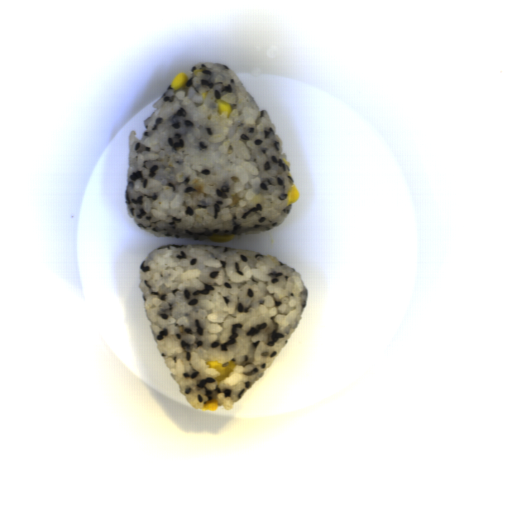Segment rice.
<instances>
[{
  "label": "rice",
  "instance_id": "2",
  "mask_svg": "<svg viewBox=\"0 0 512 512\" xmlns=\"http://www.w3.org/2000/svg\"><path fill=\"white\" fill-rule=\"evenodd\" d=\"M139 287L169 376L195 409L218 399L232 409L279 357L307 305L291 266L266 254L213 245L149 251ZM216 360L236 368L217 383Z\"/></svg>",
  "mask_w": 512,
  "mask_h": 512
},
{
  "label": "rice",
  "instance_id": "1",
  "mask_svg": "<svg viewBox=\"0 0 512 512\" xmlns=\"http://www.w3.org/2000/svg\"><path fill=\"white\" fill-rule=\"evenodd\" d=\"M186 75L182 89L171 84L153 103L141 139L129 131L125 199L133 221L156 237L206 241L279 226L293 208L294 184L269 113L221 62H197ZM220 99L231 117L217 112Z\"/></svg>",
  "mask_w": 512,
  "mask_h": 512
}]
</instances>
